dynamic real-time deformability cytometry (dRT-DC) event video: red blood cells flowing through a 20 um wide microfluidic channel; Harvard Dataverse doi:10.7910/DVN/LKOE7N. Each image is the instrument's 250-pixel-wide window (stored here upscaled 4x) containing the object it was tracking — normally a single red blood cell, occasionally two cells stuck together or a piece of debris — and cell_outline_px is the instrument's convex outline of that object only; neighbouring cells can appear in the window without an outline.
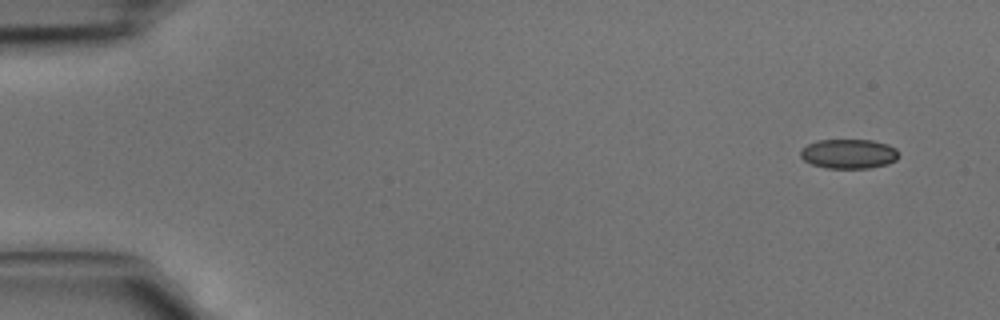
{"species": "common noctule bat (a hibernating species)", "species_latin": "Nyctalus noctula", "temperature_condition": "cold", "stored_images_in_passage": 4, "camera_frame_rate_fps": 3000, "um_per_image_px": 0.085, "animal": {"sex": "male", "body_mass_g": 15.6}, "frame": {"image": 1, "passage_image": 1, "time_ms": 0.0, "image_size_px": [1000, 320], "cell_outline_px": [[900, 156], [896, 160], [888, 164], [868, 168], [828, 168], [812, 164], [804, 160], [800, 156], [800, 152], [808, 144], [816, 140], [872, 140], [888, 144], [896, 148]], "centroid_in_image_um": [72.18, 13.07], "position_along_channel_um": 12.8, "area_um2": 16.94}}
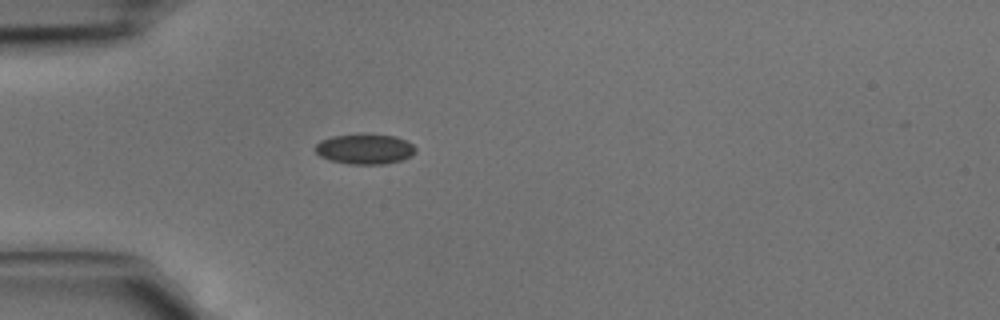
{"frame": {"image": 2, "passage_image": 4, "time_ms": 1.0, "image_size_px": [1000, 320], "cell_outline_px": [[416, 152], [412, 156], [400, 160], [384, 164], [348, 164], [328, 160], [320, 156], [316, 152], [316, 144], [320, 140], [332, 136], [360, 132], [364, 132], [396, 136], [412, 144], [416, 148]], "centroid_in_image_um": [31.0, 12.64], "position_along_channel_um": 54.0, "area_um2": 18.15}}